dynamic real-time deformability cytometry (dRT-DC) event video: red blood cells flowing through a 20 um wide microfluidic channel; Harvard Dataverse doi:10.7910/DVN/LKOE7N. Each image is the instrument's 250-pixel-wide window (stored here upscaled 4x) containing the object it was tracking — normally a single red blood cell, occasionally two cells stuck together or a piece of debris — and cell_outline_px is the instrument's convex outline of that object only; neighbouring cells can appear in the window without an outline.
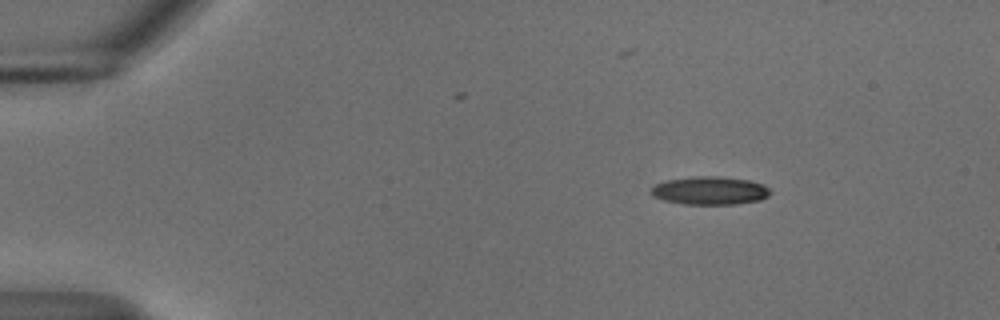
{"species": "common noctule bat (a hibernating species)", "species_latin": "Nyctalus noctula", "temperature_condition": "cold", "stored_images_in_passage": 41, "camera_frame_rate_fps": 3000, "um_per_image_px": 0.085, "animal": {"sex": "male", "body_mass_g": 18.8}, "frame": {"image": 1, "passage_image": 1, "time_ms": 0.0, "image_size_px": [1000, 320], "cell_outline_px": [[772, 192], [768, 196], [760, 200], [736, 204], [680, 204], [664, 200], [652, 196], [648, 192], [656, 184], [664, 180], [696, 176], [716, 176], [748, 180], [764, 184]], "centroid_in_image_um": [60.32, 16.2], "position_along_channel_um": 24.7, "area_um2": 19.71}}
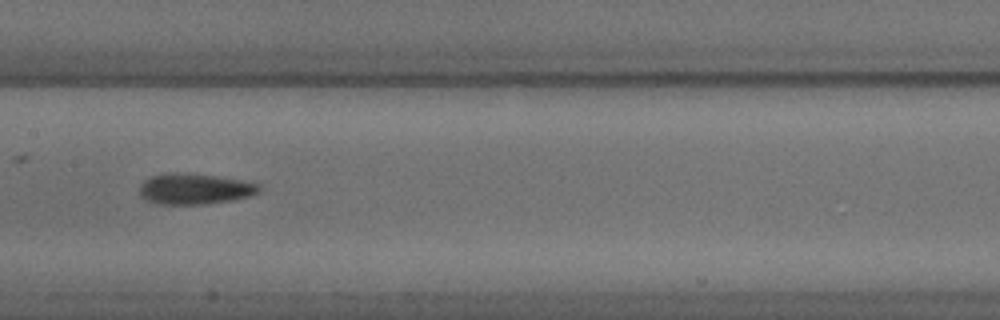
{"frame": {"image": 2, "passage_image": 21, "time_ms": 6.667, "image_size_px": [1000, 320], "cell_outline_px": [[260, 192], [248, 196], [232, 200], [204, 204], [156, 204], [140, 196], [140, 184], [144, 180], [152, 176], [216, 176], [244, 180], [260, 184]], "centroid_in_image_um": [16.61, 16.11], "position_along_channel_um": 190.8, "area_um2": 20.46}}
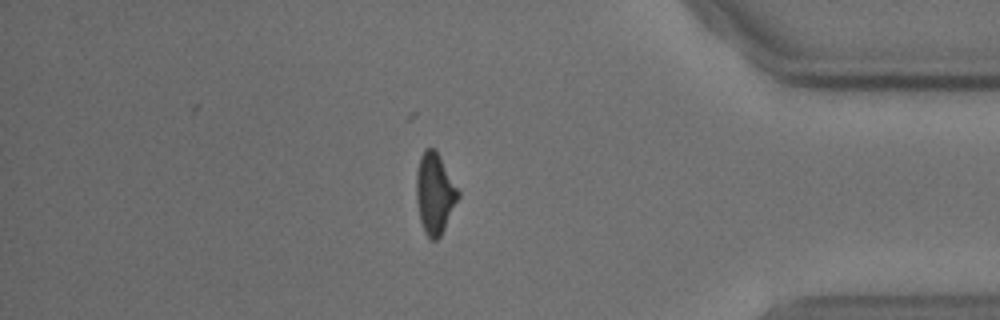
{"frame": {"image": 3, "passage_image": 40, "time_ms": 13.0, "image_size_px": [1000, 320], "cell_outline_px": [[460, 196], [440, 236], [436, 240], [428, 240], [424, 232], [420, 220], [416, 200], [416, 172], [420, 156], [424, 148], [436, 148], [460, 192]], "centroid_in_image_um": [36.94, 16.42], "position_along_channel_um": 398.3, "area_um2": 19.94}}